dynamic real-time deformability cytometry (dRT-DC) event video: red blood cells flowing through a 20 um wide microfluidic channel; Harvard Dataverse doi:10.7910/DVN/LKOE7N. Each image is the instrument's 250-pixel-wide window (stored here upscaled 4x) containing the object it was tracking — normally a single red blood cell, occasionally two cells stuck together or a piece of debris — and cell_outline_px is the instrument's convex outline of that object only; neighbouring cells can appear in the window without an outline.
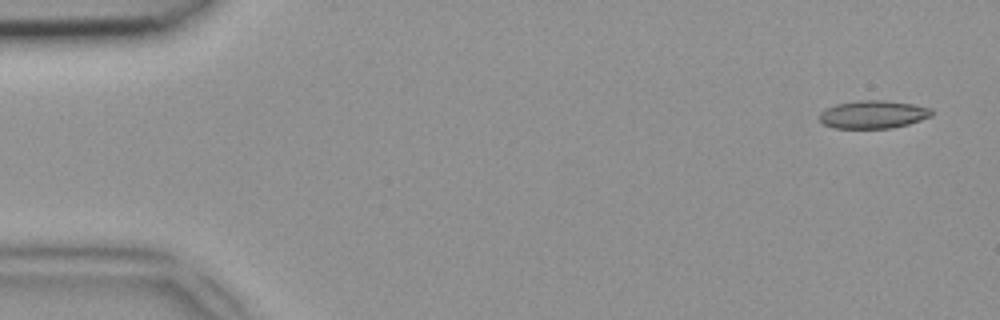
{"species": "common noctule bat (a hibernating species)", "species_latin": "Nyctalus noctula", "temperature_condition": "room temperature", "stored_images_in_passage": 47, "camera_frame_rate_fps": 3000, "um_per_image_px": 0.085, "animal": {"sex": "female", "body_mass_g": 18.4}, "frame": {"image": 1, "passage_image": 2, "time_ms": 0.333, "image_size_px": [1000, 320], "cell_outline_px": [[932, 116], [908, 124], [892, 128], [832, 128], [824, 124], [820, 120], [820, 112], [836, 104], [860, 100], [884, 100], [912, 104], [932, 108]], "centroid_in_image_um": [74.23, 9.73], "position_along_channel_um": 10.8, "area_um2": 18.21}}
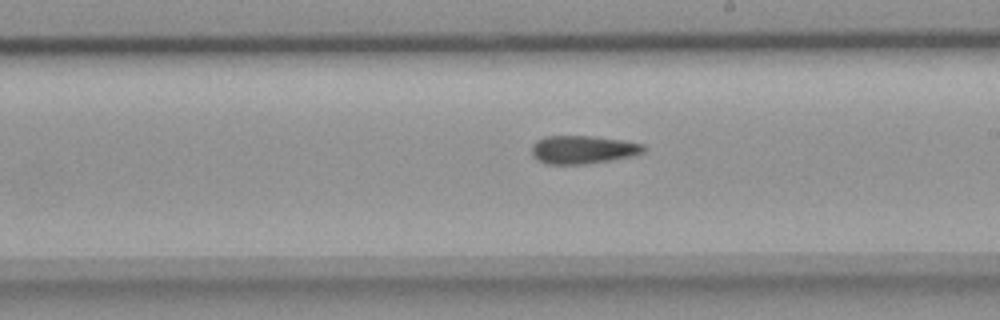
{"frame": {"image": 2, "passage_image": 27, "time_ms": 8.667, "image_size_px": [1000, 320], "cell_outline_px": [[644, 152], [632, 156], [584, 164], [548, 164], [532, 156], [532, 144], [536, 140], [544, 136], [592, 136], [620, 140], [644, 144]], "centroid_in_image_um": [49.51, 12.71], "position_along_channel_um": 239.5, "area_um2": 18.21}}
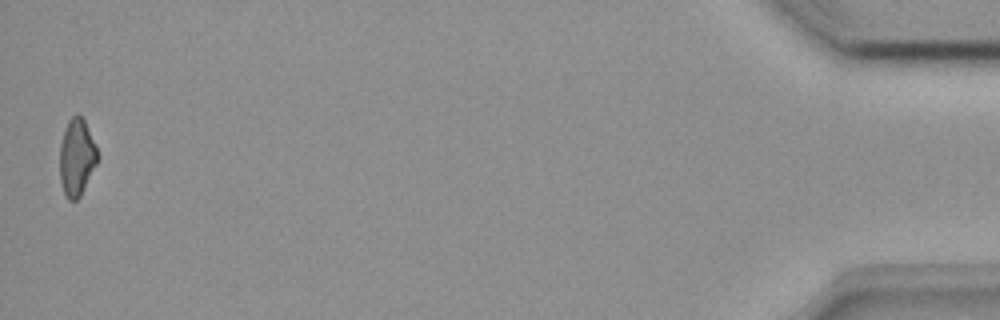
{"frame": {"image": 3, "passage_image": 47, "time_ms": 15.333, "image_size_px": [1000, 320], "cell_outline_px": [[100, 156], [80, 196], [76, 200], [68, 200], [64, 196], [60, 180], [60, 144], [68, 120], [76, 112], [84, 120], [96, 144]], "centroid_in_image_um": [6.53, 13.37], "position_along_channel_um": 428.7, "area_um2": 17.05}}